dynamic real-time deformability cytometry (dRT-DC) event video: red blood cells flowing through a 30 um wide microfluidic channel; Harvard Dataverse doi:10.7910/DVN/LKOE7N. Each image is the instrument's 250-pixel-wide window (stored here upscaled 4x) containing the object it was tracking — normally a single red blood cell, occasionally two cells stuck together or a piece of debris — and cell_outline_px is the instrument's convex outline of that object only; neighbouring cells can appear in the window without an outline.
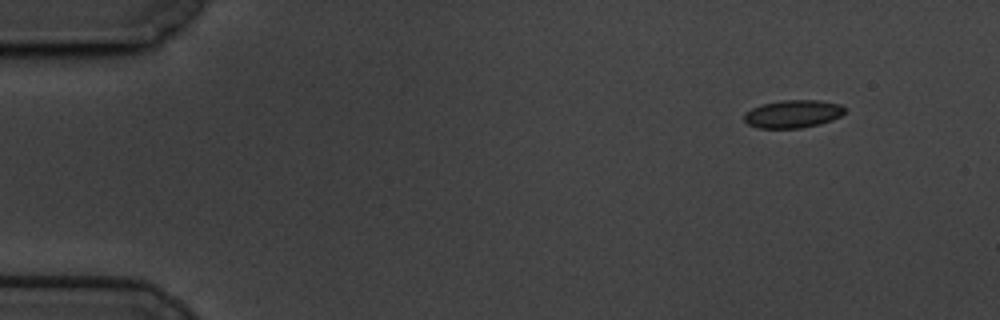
{"species": "common noctule bat (a hibernating species)", "species_latin": "Nyctalus noctula", "temperature_condition": "cold", "stored_images_in_passage": 54, "camera_frame_rate_fps": 3000, "um_per_image_px": 0.085, "animal": {"sex": "male", "body_mass_g": 19.5, "forearm_length_mm": 54.6}, "frame": {"image": 1, "passage_image": 1, "time_ms": 0.0, "image_size_px": [1000, 320], "cell_outline_px": [[844, 112], [840, 116], [832, 120], [820, 124], [800, 128], [760, 128], [748, 124], [744, 120], [744, 116], [752, 108], [760, 104], [780, 100], [816, 100], [840, 104], [844, 108]], "centroid_in_image_um": [67.39, 9.68], "position_along_channel_um": 17.6, "area_um2": 16.24}}
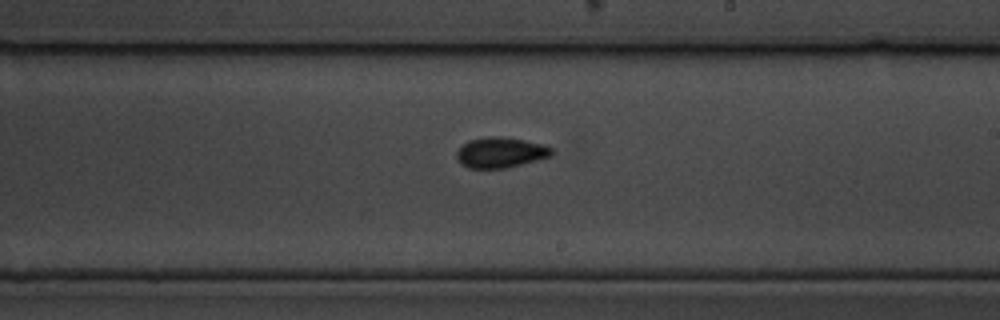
{"frame": {"image": 2, "passage_image": 30, "time_ms": 9.667, "image_size_px": [1000, 320], "cell_outline_px": [[552, 156], [504, 168], [468, 168], [460, 164], [456, 156], [456, 152], [468, 140], [496, 136], [500, 136], [524, 140], [540, 144], [552, 148]], "centroid_in_image_um": [42.51, 12.97], "position_along_channel_um": 246.5, "area_um2": 16.59}}
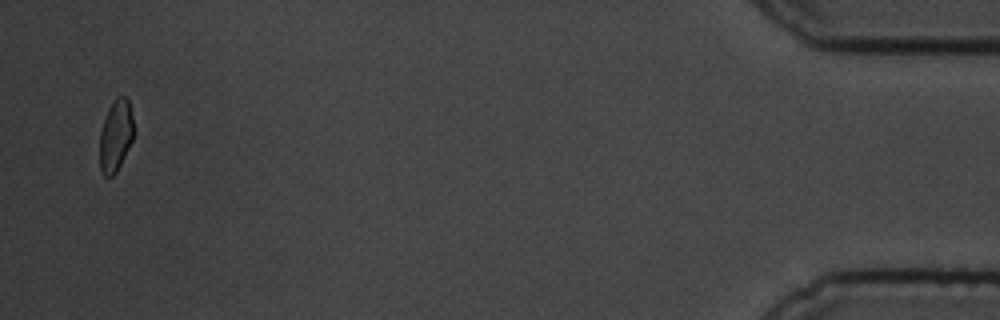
{"frame": {"image": 3, "passage_image": 53, "time_ms": 17.333, "image_size_px": [1000, 320], "cell_outline_px": [[132, 140], [116, 172], [112, 176], [104, 176], [100, 172], [100, 132], [108, 108], [116, 96], [124, 96], [128, 100], [132, 116]], "centroid_in_image_um": [9.81, 11.53], "position_along_channel_um": 425.4, "area_um2": 13.93}, "authors_computed_cell_mechanics": {"area_um2": 16.2707, "velocity_mm_per_s": 3.4, "shape_relaxation_time_tau1_ms": 5.8924, "shape_relaxation_time_tau2_ms": 1.1663, "deformation_change_tau1": 0.0886, "deformation_change_tau2": 0.053}}